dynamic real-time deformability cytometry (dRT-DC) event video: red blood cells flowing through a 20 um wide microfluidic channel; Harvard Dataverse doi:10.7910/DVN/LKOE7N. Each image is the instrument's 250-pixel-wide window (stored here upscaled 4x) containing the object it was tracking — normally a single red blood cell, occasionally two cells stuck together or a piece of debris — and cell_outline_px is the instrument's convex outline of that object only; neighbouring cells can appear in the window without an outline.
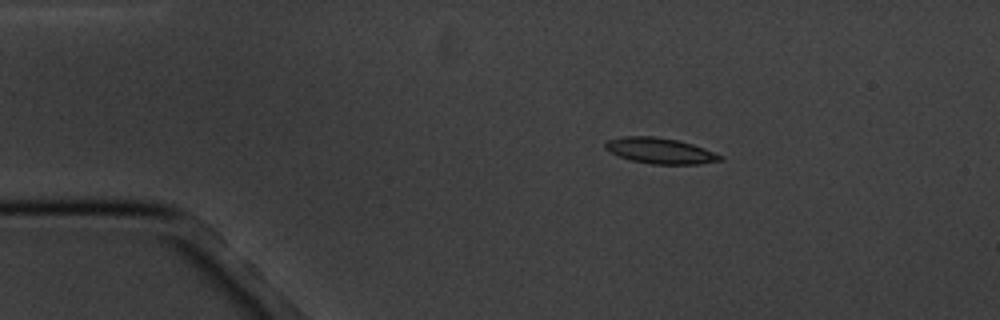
{"species": "common noctule bat (a hibernating species)", "species_latin": "Nyctalus noctula", "temperature_condition": "cold", "stored_images_in_passage": 4, "camera_frame_rate_fps": 3000, "um_per_image_px": 0.085, "animal": {"sex": "male", "body_mass_g": 20.1, "forearm_length_mm": 53.5}, "frame": {"image": 1, "passage_image": 2, "time_ms": 2.0, "image_size_px": [1000, 320], "cell_outline_px": [[724, 156], [720, 160], [700, 164], [652, 164], [632, 160], [608, 152], [604, 148], [604, 144], [608, 140], [624, 136], [656, 136], [676, 140], [692, 144], [704, 148]], "centroid_in_image_um": [56.09, 12.81], "position_along_channel_um": 28.9, "area_um2": 17.17}}
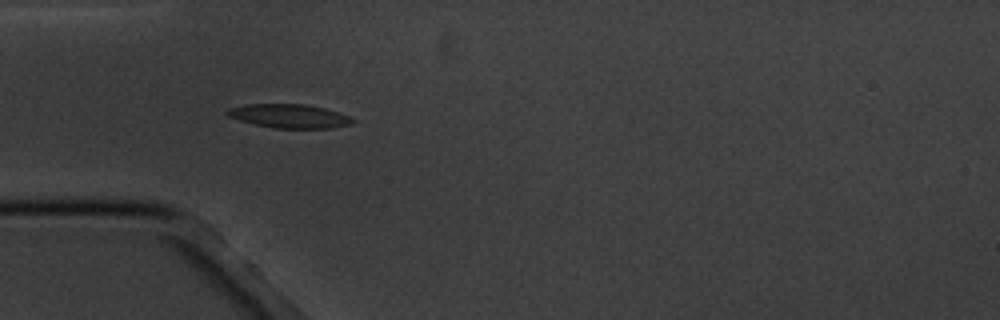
{"frame": {"image": 2, "passage_image": 4, "time_ms": 4.333, "image_size_px": [1000, 320], "cell_outline_px": [[356, 120], [352, 124], [332, 128], [276, 128], [256, 124], [240, 120], [228, 116], [224, 112], [228, 108], [244, 104], [304, 104], [324, 108], [348, 116]], "centroid_in_image_um": [24.58, 9.86], "position_along_channel_um": 60.4, "area_um2": 17.28}}